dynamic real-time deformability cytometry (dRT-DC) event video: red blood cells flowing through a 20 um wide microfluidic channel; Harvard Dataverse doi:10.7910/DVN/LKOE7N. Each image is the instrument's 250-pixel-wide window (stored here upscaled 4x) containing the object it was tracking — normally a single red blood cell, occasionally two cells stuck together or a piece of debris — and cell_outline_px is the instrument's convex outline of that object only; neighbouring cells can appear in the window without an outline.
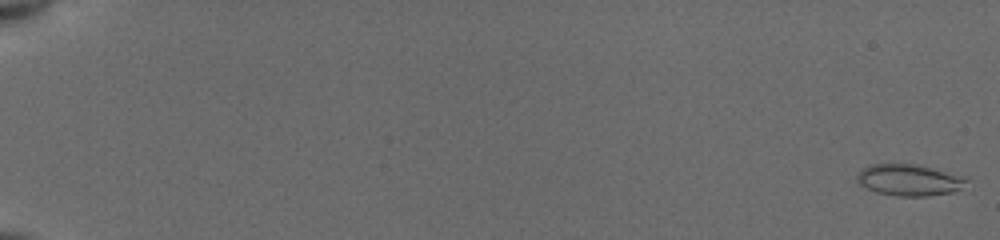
{"species": "common noctule bat (a hibernating species)", "species_latin": "Nyctalus noctula", "temperature_condition": "cold", "stored_images_in_passage": 55, "camera_frame_rate_fps": 3000, "um_per_image_px": 0.085, "animal": {"sex": "female", "body_mass_g": 19.5, "forearm_length_mm": 54.1}, "frame": {"image": 1, "passage_image": 1, "time_ms": 0.0, "image_size_px": [1000, 240], "cell_outline_px": [[968, 180], [960, 188], [952, 192], [928, 196], [896, 196], [876, 192], [860, 184], [856, 180], [856, 176], [868, 164], [916, 164], [968, 176]], "centroid_in_image_um": [77.31, 15.29], "position_along_channel_um": 7.7, "area_um2": 20.11}}
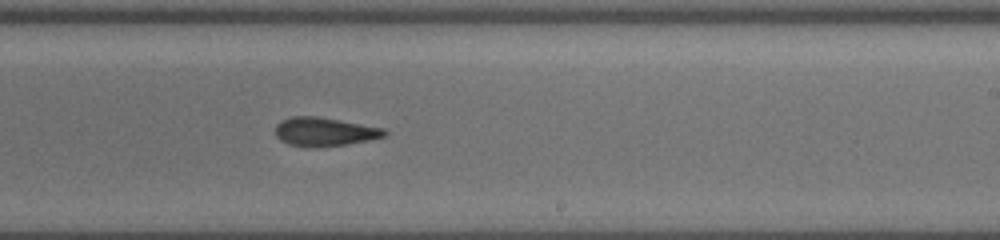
{"frame": {"image": 2, "passage_image": 36, "time_ms": 11.667, "image_size_px": [1000, 240], "cell_outline_px": [[388, 136], [348, 144], [312, 148], [288, 144], [280, 140], [276, 136], [276, 124], [280, 120], [292, 116], [316, 116], [384, 128], [388, 132]], "centroid_in_image_um": [27.58, 11.2], "position_along_channel_um": 261.4, "area_um2": 18.38}}
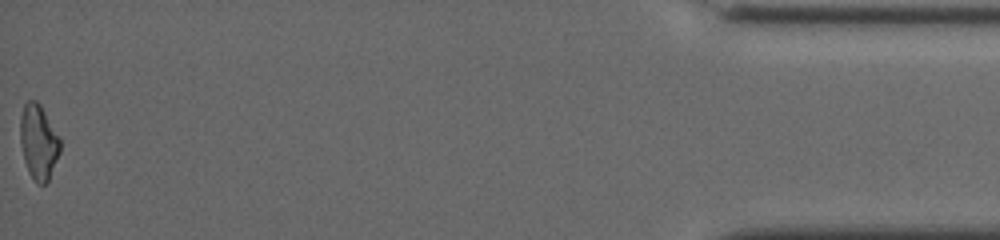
{"frame": {"image": 3, "passage_image": 55, "time_ms": 18.0, "image_size_px": [1000, 240], "cell_outline_px": [[60, 152], [48, 180], [44, 184], [36, 184], [28, 172], [24, 160], [20, 144], [20, 116], [24, 104], [28, 100], [36, 100], [40, 104], [60, 136]], "centroid_in_image_um": [3.27, 12.05], "position_along_channel_um": 431.9, "area_um2": 17.57}, "authors_computed_cell_mechanics": {"area_um2": 18.6116, "velocity_mm_per_s": 3.9509, "shape_relaxation_time_tau1_ms": null, "shape_relaxation_time_tau2_ms": 6.1771, "deformation_change_tau1": null, "deformation_change_tau2": 0.1425}}